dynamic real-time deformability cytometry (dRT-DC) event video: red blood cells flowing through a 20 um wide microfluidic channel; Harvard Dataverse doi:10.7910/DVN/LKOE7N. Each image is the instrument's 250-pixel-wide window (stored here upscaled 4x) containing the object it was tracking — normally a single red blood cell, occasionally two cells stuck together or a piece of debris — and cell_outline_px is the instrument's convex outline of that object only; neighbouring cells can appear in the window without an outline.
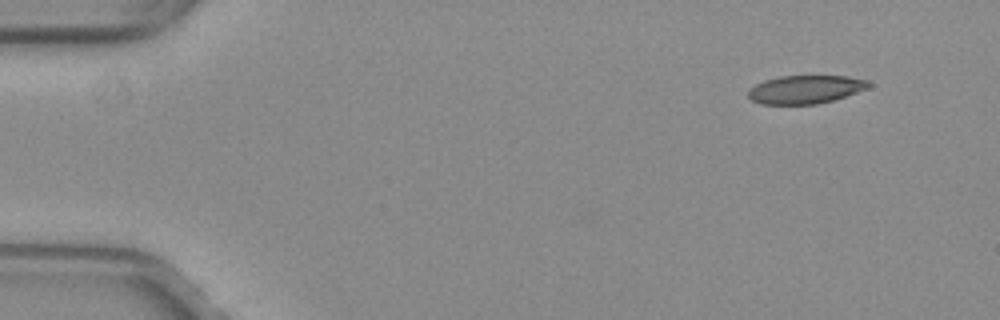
{"species": "common noctule bat (a hibernating species)", "species_latin": "Nyctalus noctula", "temperature_condition": "warm", "stored_images_in_passage": 39, "camera_frame_rate_fps": 3000, "um_per_image_px": 0.085, "animal": {"sex": "female", "body_mass_g": 29.2, "forearm_length_mm": 56.3}, "frame": {"image": 1, "passage_image": 1, "time_ms": 0.0, "image_size_px": [1000, 320], "cell_outline_px": [[872, 84], [868, 88], [832, 100], [816, 104], [760, 104], [752, 100], [748, 96], [748, 88], [764, 80], [780, 76], [848, 76], [868, 80]], "centroid_in_image_um": [68.44, 7.59], "position_along_channel_um": 16.6, "area_um2": 19.83}}
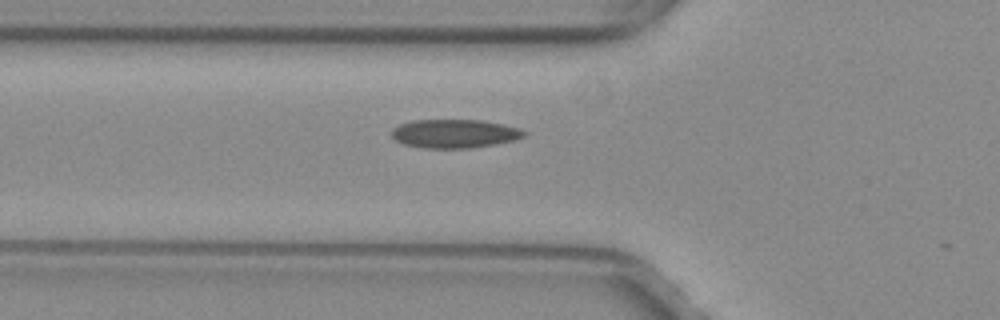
{"frame": {"image": 2, "passage_image": 15, "time_ms": 4.667, "image_size_px": [1000, 320], "cell_outline_px": [[528, 132], [524, 136], [516, 140], [468, 148], [424, 148], [404, 144], [396, 140], [392, 136], [392, 128], [400, 124], [412, 120], [480, 120], [504, 124], [520, 128]], "centroid_in_image_um": [38.65, 11.35], "position_along_channel_um": 87.2, "area_um2": 22.08}}
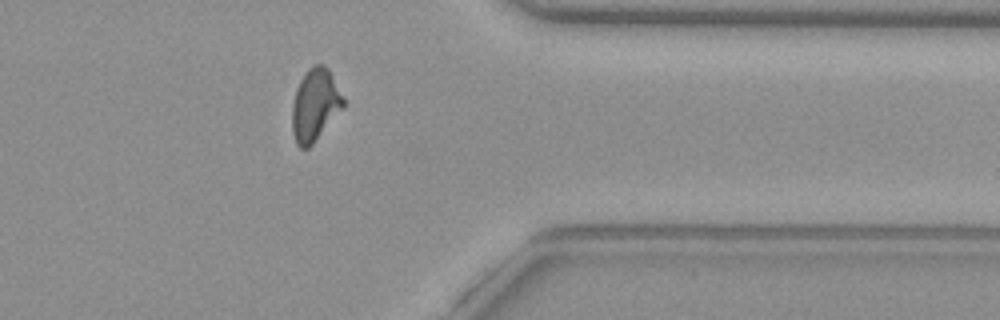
{"frame": {"image": 3, "passage_image": 38, "time_ms": 12.333, "image_size_px": [1000, 320], "cell_outline_px": [[344, 108], [312, 144], [308, 148], [300, 148], [296, 144], [292, 132], [292, 104], [296, 88], [300, 80], [308, 68], [312, 64], [324, 64], [328, 68], [344, 100]], "centroid_in_image_um": [26.76, 8.92], "position_along_channel_um": 384.6, "area_um2": 21.56}}